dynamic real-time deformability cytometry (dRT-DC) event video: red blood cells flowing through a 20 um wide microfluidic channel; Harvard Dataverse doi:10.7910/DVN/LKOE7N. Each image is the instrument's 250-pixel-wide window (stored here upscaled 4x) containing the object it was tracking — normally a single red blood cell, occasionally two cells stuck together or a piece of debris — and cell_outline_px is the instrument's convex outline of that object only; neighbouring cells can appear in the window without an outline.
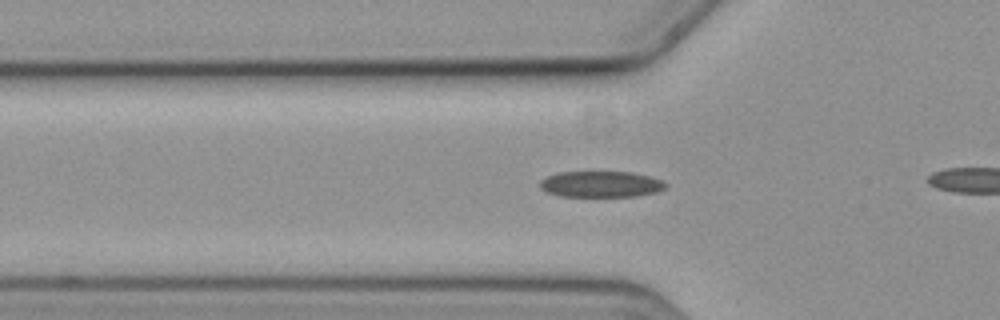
{"species": "common noctule bat (a hibernating species)", "species_latin": "Nyctalus noctula", "temperature_condition": "cold", "stored_images_in_passage": 22, "camera_frame_rate_fps": 3000, "um_per_image_px": 0.085, "animal": {"sex": "female", "body_mass_g": 19.3, "forearm_length_mm": 54.1}, "frame": {"image": 1, "passage_image": 19, "time_ms": 6.0, "image_size_px": [1000, 320], "cell_outline_px": [[668, 184], [664, 188], [656, 192], [636, 196], [560, 196], [544, 192], [540, 188], [540, 180], [548, 176], [560, 172], [632, 172], [648, 176], [660, 180]], "centroid_in_image_um": [51.04, 15.66], "position_along_channel_um": 74.8, "area_um2": 19.02}}